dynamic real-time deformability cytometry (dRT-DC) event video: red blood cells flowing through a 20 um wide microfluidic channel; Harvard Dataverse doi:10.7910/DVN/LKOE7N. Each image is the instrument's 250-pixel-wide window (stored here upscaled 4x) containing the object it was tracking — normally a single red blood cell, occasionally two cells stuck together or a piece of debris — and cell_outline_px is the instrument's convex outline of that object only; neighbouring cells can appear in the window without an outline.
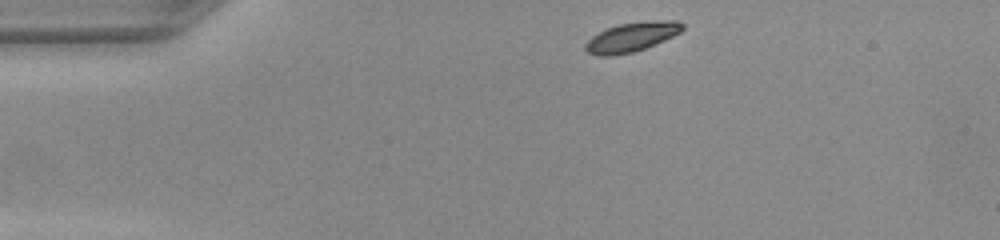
{"species": "common noctule bat (a hibernating species)", "species_latin": "Nyctalus noctula", "temperature_condition": "warm", "stored_images_in_passage": 42, "camera_frame_rate_fps": 3000, "um_per_image_px": 0.085, "animal": {"sex": "female", "body_mass_g": 22.0, "forearm_length_mm": 56.7}, "frame": {"image": 1, "passage_image": 1, "time_ms": 0.0, "image_size_px": [1000, 240], "cell_outline_px": [[684, 28], [680, 32], [664, 40], [644, 48], [632, 52], [612, 56], [596, 56], [588, 52], [584, 48], [584, 44], [592, 36], [608, 28], [620, 24], [652, 20], [680, 20], [684, 24]], "centroid_in_image_um": [53.7, 3.14], "position_along_channel_um": 31.3, "area_um2": 16.53}}
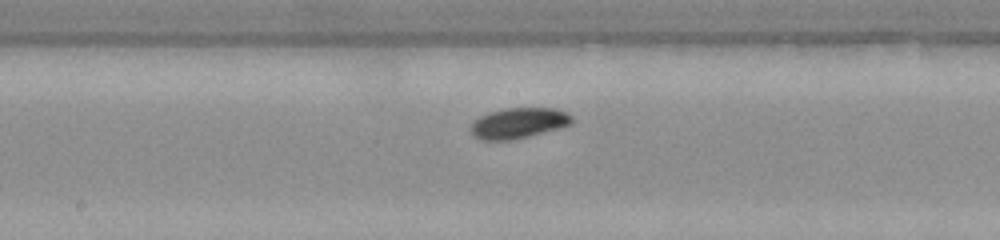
{"frame": {"image": 2, "passage_image": 18, "time_ms": 5.667, "image_size_px": [1000, 240], "cell_outline_px": [[572, 124], [560, 128], [512, 140], [480, 140], [472, 136], [472, 120], [488, 112], [504, 108], [556, 108], [568, 112], [572, 116]], "centroid_in_image_um": [44.08, 10.45], "position_along_channel_um": 204.1, "area_um2": 18.21}}
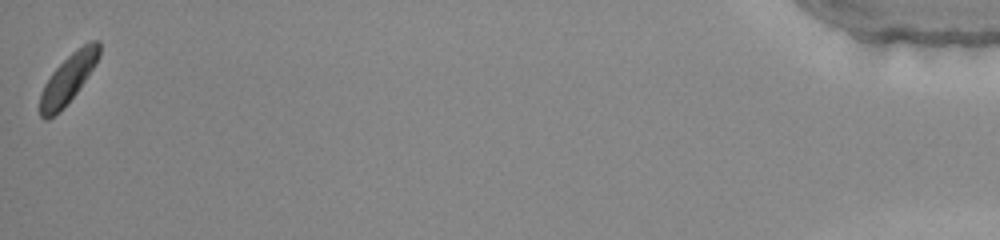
{"frame": {"image": 3, "passage_image": 42, "time_ms": 13.667, "image_size_px": [1000, 240], "cell_outline_px": [[100, 56], [96, 64], [76, 92], [48, 120], [44, 120], [40, 116], [40, 92], [44, 84], [52, 72], [72, 52], [88, 40], [100, 40]], "centroid_in_image_um": [5.8, 6.62], "position_along_channel_um": 429.4, "area_um2": 16.53}}